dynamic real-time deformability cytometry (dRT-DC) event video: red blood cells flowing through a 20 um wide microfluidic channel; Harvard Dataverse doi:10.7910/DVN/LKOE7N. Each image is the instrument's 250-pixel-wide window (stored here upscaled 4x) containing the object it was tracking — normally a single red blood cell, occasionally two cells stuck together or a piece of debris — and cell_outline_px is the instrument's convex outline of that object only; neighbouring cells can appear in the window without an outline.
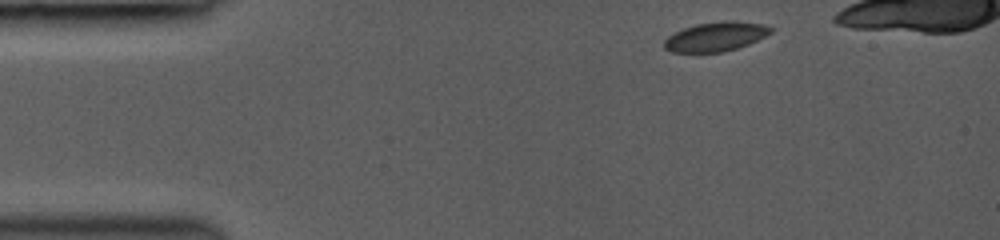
{"species": "common noctule bat (a hibernating species)", "species_latin": "Nyctalus noctula", "temperature_condition": "room temperature", "stored_images_in_passage": 46, "camera_frame_rate_fps": 3000, "um_per_image_px": 0.085, "animal": {"sex": "female", "body_mass_g": 19.0, "forearm_length_mm": 53.3}, "frame": {"image": 1, "passage_image": 1, "time_ms": 0.0, "image_size_px": [1000, 240], "cell_outline_px": [[776, 28], [772, 32], [748, 44], [736, 48], [720, 52], [672, 52], [664, 48], [664, 40], [668, 36], [684, 28], [696, 24], [720, 20], [732, 20], [764, 24]], "centroid_in_image_um": [60.86, 3.09], "position_along_channel_um": 24.1, "area_um2": 18.21}}
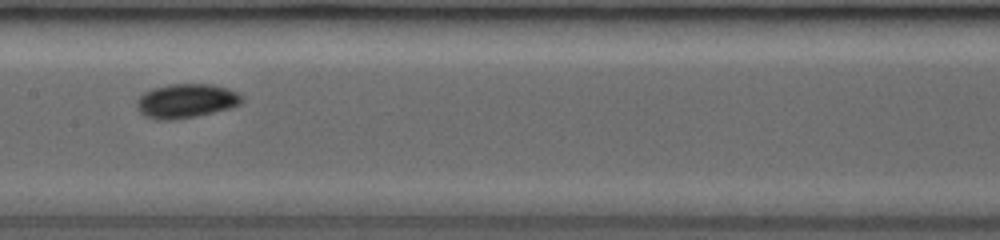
{"frame": {"image": 2, "passage_image": 22, "time_ms": 5.667, "image_size_px": [1000, 240], "cell_outline_px": [[244, 100], [240, 104], [228, 108], [196, 116], [172, 120], [156, 120], [144, 116], [136, 108], [136, 100], [144, 92], [152, 88], [172, 84], [212, 84], [228, 88], [244, 96]], "centroid_in_image_um": [15.8, 8.57], "position_along_channel_um": 191.6, "area_um2": 21.04}}
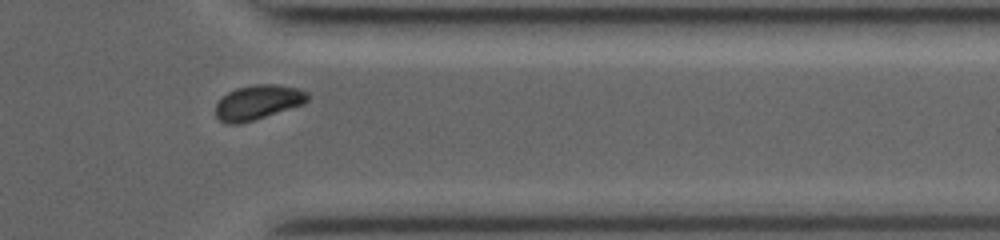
{"frame": {"image": 3, "passage_image": 41, "time_ms": 10.333, "image_size_px": [1000, 240], "cell_outline_px": [[308, 100], [304, 104], [240, 124], [224, 124], [216, 116], [216, 104], [228, 92], [236, 88], [256, 84], [276, 84], [300, 88], [308, 92]], "centroid_in_image_um": [21.94, 8.69], "position_along_channel_um": 389.5, "area_um2": 18.55}}